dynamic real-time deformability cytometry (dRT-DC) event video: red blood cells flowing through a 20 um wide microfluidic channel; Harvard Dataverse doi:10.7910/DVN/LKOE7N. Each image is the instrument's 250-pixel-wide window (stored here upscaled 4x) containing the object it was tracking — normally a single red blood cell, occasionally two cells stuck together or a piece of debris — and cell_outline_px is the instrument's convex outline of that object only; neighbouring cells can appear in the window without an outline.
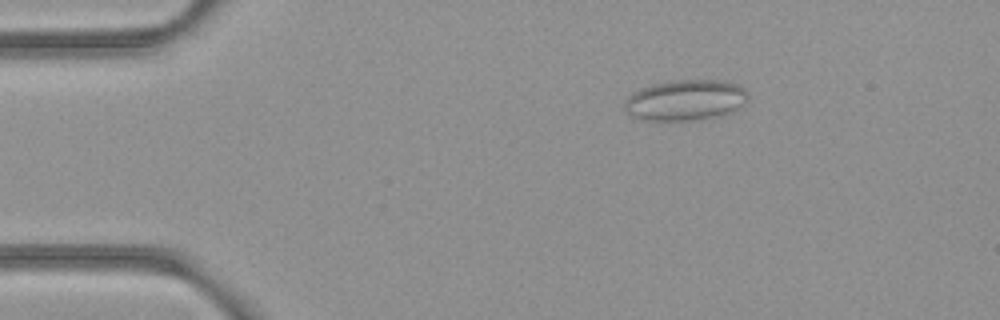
{"species": "common noctule bat (a hibernating species)", "species_latin": "Nyctalus noctula", "temperature_condition": "room temperature", "stored_images_in_passage": 5, "camera_frame_rate_fps": 3000, "um_per_image_px": 0.085, "animal": {"sex": "female", "body_mass_g": 21.9}, "frame": {"image": 1, "passage_image": 3, "time_ms": 0.667, "image_size_px": [1000, 320], "cell_outline_px": [[748, 100], [744, 104], [732, 112], [720, 116], [700, 120], [644, 120], [628, 112], [624, 108], [624, 104], [628, 96], [652, 84], [676, 80], [724, 80], [740, 84], [748, 92]], "centroid_in_image_um": [58.36, 8.51], "position_along_channel_um": 26.6, "area_um2": 29.36}}